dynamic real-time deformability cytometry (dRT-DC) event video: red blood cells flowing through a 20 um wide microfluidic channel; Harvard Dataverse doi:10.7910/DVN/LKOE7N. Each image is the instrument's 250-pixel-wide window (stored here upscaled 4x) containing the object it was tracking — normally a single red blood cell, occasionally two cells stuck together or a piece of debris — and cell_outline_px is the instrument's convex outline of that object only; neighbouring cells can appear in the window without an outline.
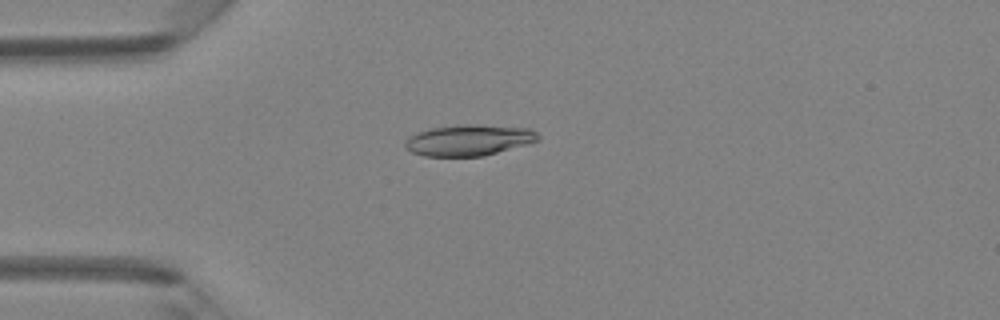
{"species": "Egyptian fruit bat (a non-hibernating species)", "species_latin": "Rousettus aegyptiacus", "temperature_condition": "room temperature", "stored_images_in_passage": 3, "camera_frame_rate_fps": 3000, "um_per_image_px": 0.085, "animal": {"sex": "female"}, "frame": {"image": 1, "passage_image": 3, "time_ms": 3.0, "image_size_px": [1000, 320], "cell_outline_px": [[540, 140], [528, 144], [484, 156], [424, 156], [412, 152], [404, 148], [404, 144], [412, 136], [420, 132], [432, 128], [464, 124], [476, 124], [528, 128], [536, 132], [540, 136]], "centroid_in_image_um": [39.9, 11.92], "position_along_channel_um": 45.1, "area_um2": 23.93}}